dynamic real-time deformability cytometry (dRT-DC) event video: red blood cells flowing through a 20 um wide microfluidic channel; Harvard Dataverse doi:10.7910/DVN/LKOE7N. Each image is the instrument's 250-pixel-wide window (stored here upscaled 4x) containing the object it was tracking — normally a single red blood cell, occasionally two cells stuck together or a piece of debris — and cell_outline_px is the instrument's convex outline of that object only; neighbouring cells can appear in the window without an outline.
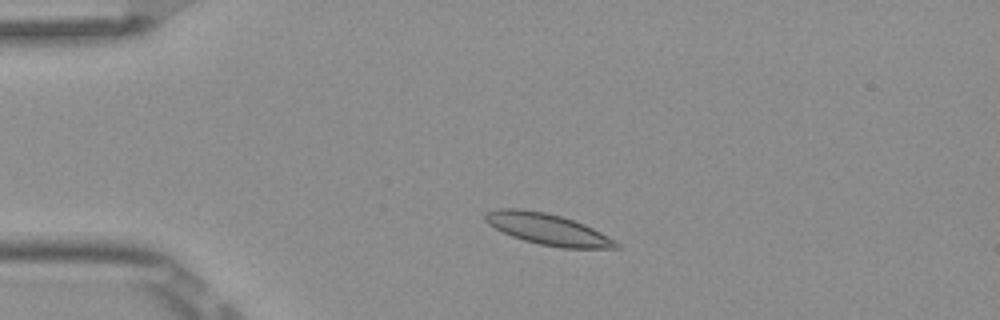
{"species": "Egyptian fruit bat (a non-hibernating species)", "species_latin": "Rousettus aegyptiacus", "temperature_condition": "room temperature", "stored_images_in_passage": 5, "camera_frame_rate_fps": 3000, "um_per_image_px": 0.085, "frame": {"image": 1, "passage_image": 3, "time_ms": 0.667, "image_size_px": [1000, 320], "cell_outline_px": [[620, 248], [560, 248], [540, 244], [524, 240], [512, 236], [488, 224], [484, 220], [484, 212], [496, 208], [520, 208], [544, 212], [560, 216], [584, 224], [616, 240], [620, 244]], "centroid_in_image_um": [46.54, 19.47], "position_along_channel_um": 38.5, "area_um2": 23.76}}
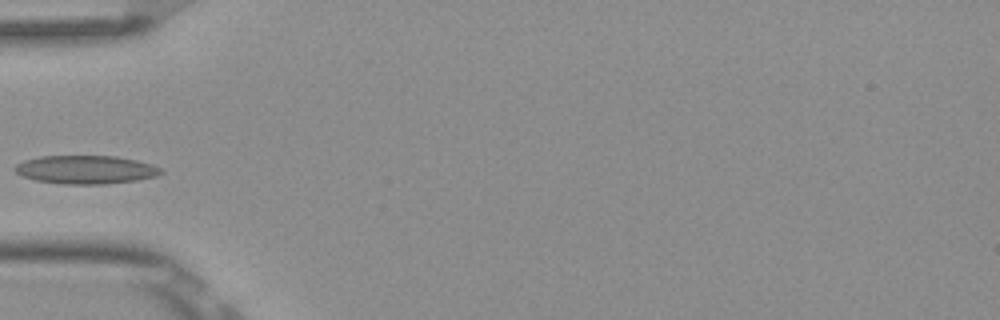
{"frame": {"image": 2, "passage_image": 4, "time_ms": 1.0, "image_size_px": [1000, 320], "cell_outline_px": [[164, 172], [156, 176], [136, 180], [104, 184], [64, 184], [36, 180], [24, 176], [16, 172], [12, 168], [16, 164], [24, 160], [40, 156], [116, 156], [136, 160], [152, 164], [160, 168]], "centroid_in_image_um": [7.29, 14.41], "position_along_channel_um": 77.7, "area_um2": 24.1}}
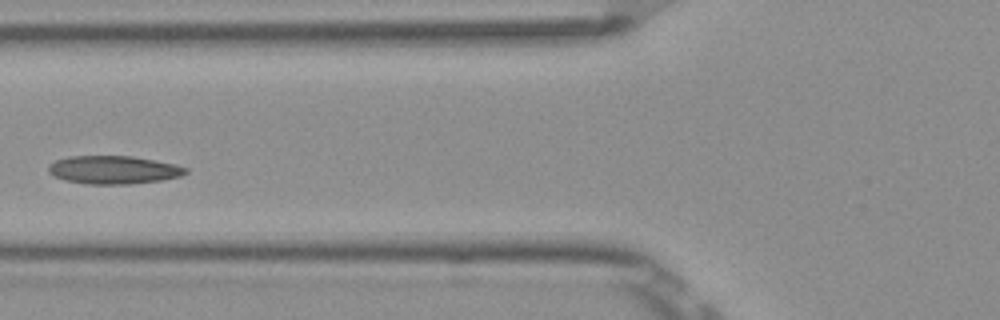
{"frame": {"image": 3, "passage_image": 5, "time_ms": 1.333, "image_size_px": [1000, 320], "cell_outline_px": [[188, 172], [180, 176], [160, 180], [128, 184], [88, 184], [64, 180], [48, 172], [48, 168], [56, 160], [68, 156], [132, 156], [176, 164], [188, 168]], "centroid_in_image_um": [9.67, 14.43], "position_along_channel_um": 116.1, "area_um2": 22.37}}